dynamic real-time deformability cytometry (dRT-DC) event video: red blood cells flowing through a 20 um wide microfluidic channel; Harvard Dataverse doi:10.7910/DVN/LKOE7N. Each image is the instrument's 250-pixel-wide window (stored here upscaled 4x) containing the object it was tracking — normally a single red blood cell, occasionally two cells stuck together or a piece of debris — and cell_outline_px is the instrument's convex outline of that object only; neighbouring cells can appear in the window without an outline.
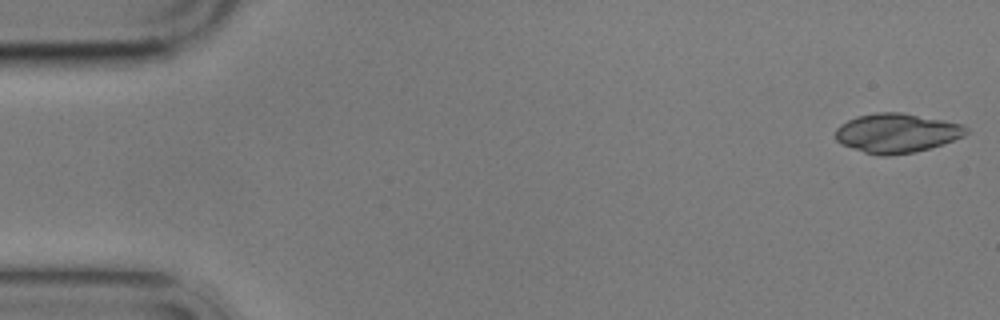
{"species": "common noctule bat (a hibernating species)", "species_latin": "Nyctalus noctula", "temperature_condition": "cold", "stored_images_in_passage": 5, "segment_of_instrument_passage": [2, 2], "camera_frame_rate_fps": 3000, "um_per_image_px": 0.085, "animal": {"sex": "male", "body_mass_g": 17.9}, "frame": {"image": 1, "passage_image": 5, "time_ms": 4.667, "image_size_px": [1000, 320], "cell_outline_px": [[968, 132], [964, 136], [944, 144], [932, 148], [916, 152], [888, 156], [884, 156], [864, 152], [840, 144], [836, 140], [836, 128], [840, 124], [856, 116], [876, 112], [900, 112], [944, 120], [960, 124], [968, 128]], "centroid_in_image_um": [76.22, 11.31], "position_along_channel_um": 8.8, "area_um2": 30.11}}